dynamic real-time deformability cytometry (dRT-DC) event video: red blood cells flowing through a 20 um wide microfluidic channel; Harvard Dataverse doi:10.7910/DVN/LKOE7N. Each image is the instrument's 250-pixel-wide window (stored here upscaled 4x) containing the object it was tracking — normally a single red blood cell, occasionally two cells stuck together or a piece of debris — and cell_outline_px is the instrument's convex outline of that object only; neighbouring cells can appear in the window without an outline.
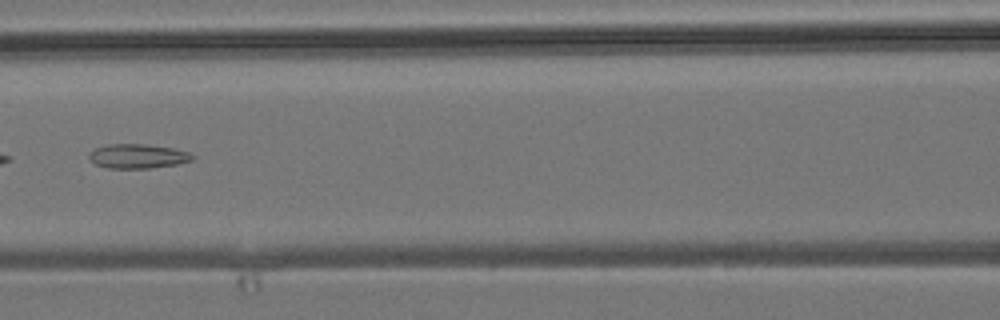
{"species": "common noctule bat (a hibernating species)", "species_latin": "Nyctalus noctula", "temperature_condition": "room temperature", "stored_images_in_passage": 4, "camera_frame_rate_fps": 3000, "um_per_image_px": 0.085, "animal": {"sex": "male", "body_mass_g": 19.2, "forearm_length_mm": 51.8}, "frame": {"image": 1, "passage_image": 3, "time_ms": 2.333, "image_size_px": [1000, 320], "cell_outline_px": [[196, 156], [192, 160], [176, 164], [148, 168], [108, 168], [96, 164], [88, 160], [88, 156], [96, 148], [108, 144], [144, 144], [172, 148], [188, 152]], "centroid_in_image_um": [11.7, 13.27], "position_along_channel_um": 154.9, "area_um2": 14.51}}
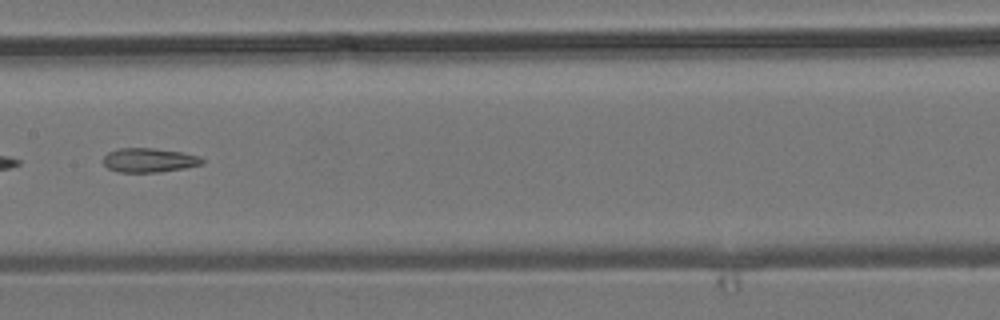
{"frame": {"image": 2, "passage_image": 4, "time_ms": 3.333, "image_size_px": [1000, 320], "cell_outline_px": [[204, 164], [184, 168], [160, 172], [120, 172], [108, 168], [104, 164], [104, 156], [108, 152], [116, 148], [152, 148], [180, 152], [200, 156], [204, 160]], "centroid_in_image_um": [12.68, 13.61], "position_along_channel_um": 194.7, "area_um2": 13.93}}